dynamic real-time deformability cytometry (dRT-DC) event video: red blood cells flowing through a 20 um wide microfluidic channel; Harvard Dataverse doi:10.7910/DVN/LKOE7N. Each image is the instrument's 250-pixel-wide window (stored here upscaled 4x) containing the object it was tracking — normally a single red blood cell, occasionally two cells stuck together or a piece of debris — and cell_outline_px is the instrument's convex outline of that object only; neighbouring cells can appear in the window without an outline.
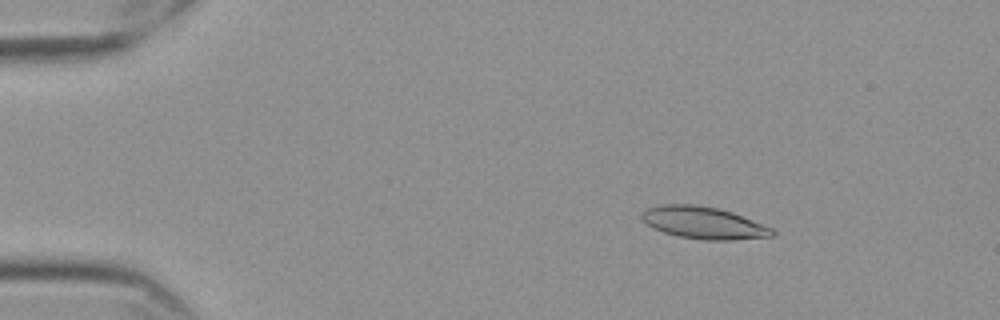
{"species": "Egyptian fruit bat (a non-hibernating species)", "species_latin": "Rousettus aegyptiacus", "temperature_condition": "cold", "stored_images_in_passage": 58, "camera_frame_rate_fps": 3000, "um_per_image_px": 0.085, "frame": {"image": 1, "passage_image": 9, "time_ms": 2.667, "image_size_px": [1000, 320], "cell_outline_px": [[776, 232], [772, 236], [732, 240], [704, 240], [680, 236], [664, 232], [652, 228], [640, 216], [648, 208], [660, 204], [696, 204], [716, 208], [732, 212], [772, 228]], "centroid_in_image_um": [59.8, 18.93], "position_along_channel_um": 25.2, "area_um2": 24.16}}
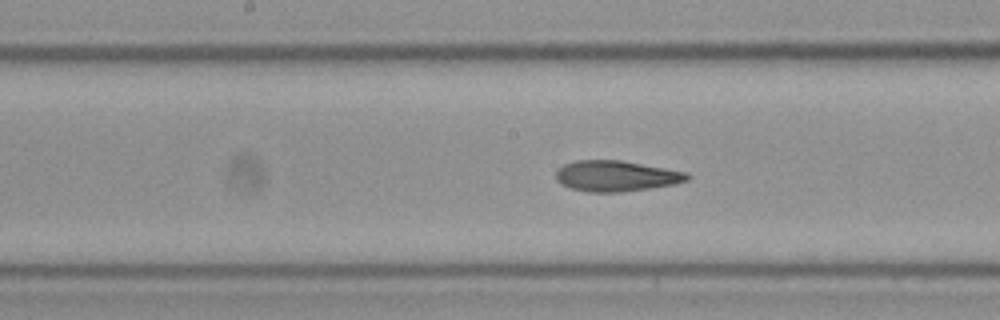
{"frame": {"image": 2, "passage_image": 30, "time_ms": 9.667, "image_size_px": [1000, 320], "cell_outline_px": [[688, 180], [672, 184], [648, 188], [620, 192], [588, 192], [572, 188], [560, 184], [556, 180], [556, 172], [564, 164], [576, 160], [620, 160], [688, 172]], "centroid_in_image_um": [52.34, 14.95], "position_along_channel_um": 195.9, "area_um2": 23.29}}
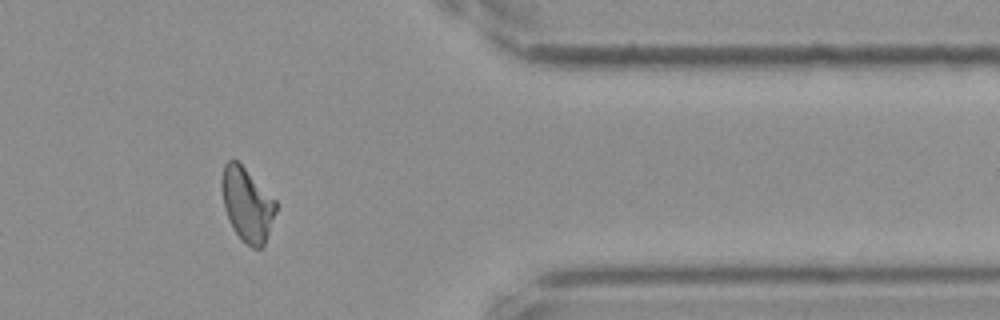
{"frame": {"image": 3, "passage_image": 48, "time_ms": 15.667, "image_size_px": [1000, 320], "cell_outline_px": [[276, 212], [264, 244], [260, 248], [252, 248], [232, 228], [224, 208], [220, 184], [220, 180], [224, 164], [228, 160], [236, 160], [276, 200]], "centroid_in_image_um": [20.98, 17.36], "position_along_channel_um": 390.4, "area_um2": 22.95}, "authors_computed_cell_mechanics": {"area_um2": 23.6691, "velocity_mm_per_s": 3.5432, "shape_relaxation_time_tau1_ms": null, "shape_relaxation_time_tau2_ms": 2.6204, "deformation_change_tau1": null, "deformation_change_tau2": 0.101}}